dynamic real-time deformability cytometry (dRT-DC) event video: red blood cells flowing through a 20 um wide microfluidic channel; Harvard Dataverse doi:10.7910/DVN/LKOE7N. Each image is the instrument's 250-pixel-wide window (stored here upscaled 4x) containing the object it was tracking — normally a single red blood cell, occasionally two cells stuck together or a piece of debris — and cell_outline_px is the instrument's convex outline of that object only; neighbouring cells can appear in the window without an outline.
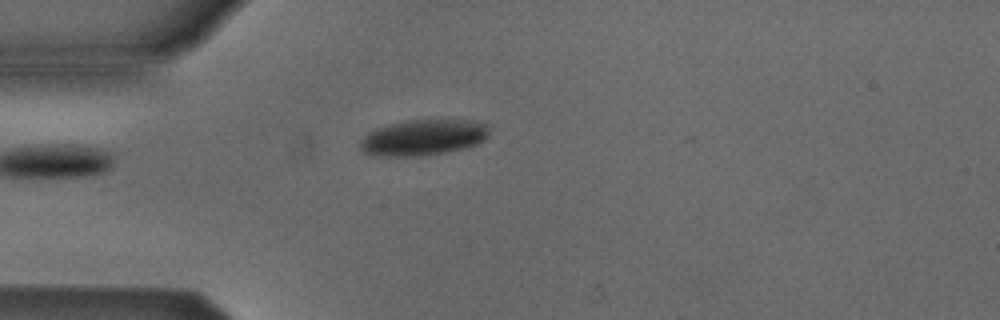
{"species": "Egyptian fruit bat (a non-hibernating species)", "species_latin": "Rousettus aegyptiacus", "temperature_condition": "cold", "stored_images_in_passage": 2, "camera_frame_rate_fps": 3000, "um_per_image_px": 0.085, "animal": {"sex": "male"}, "frame": {"image": 1, "passage_image": 2, "time_ms": 1.333, "image_size_px": [1000, 320], "cell_outline_px": [[488, 136], [484, 140], [476, 144], [464, 148], [444, 152], [420, 156], [372, 156], [364, 152], [360, 148], [360, 140], [368, 132], [376, 128], [408, 120], [468, 120], [488, 124]], "centroid_in_image_um": [35.95, 11.69], "position_along_channel_um": 49.0, "area_um2": 26.88}}